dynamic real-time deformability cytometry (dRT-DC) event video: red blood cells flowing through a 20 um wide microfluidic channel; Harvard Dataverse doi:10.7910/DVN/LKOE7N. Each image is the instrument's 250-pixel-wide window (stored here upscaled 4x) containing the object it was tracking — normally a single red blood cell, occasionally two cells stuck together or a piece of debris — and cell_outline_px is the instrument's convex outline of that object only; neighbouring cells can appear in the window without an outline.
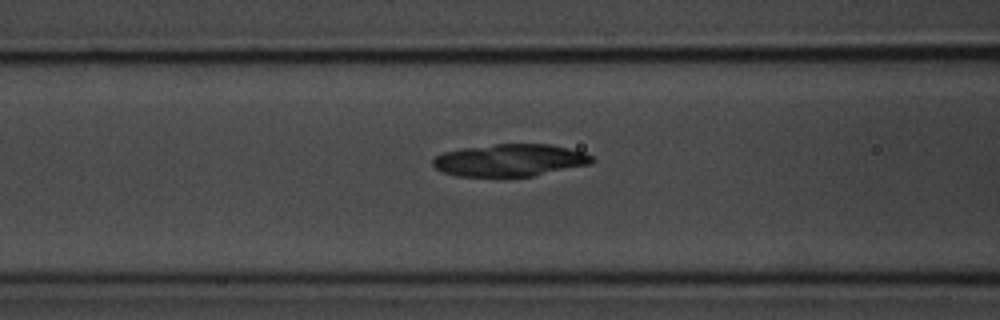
{"species": "common noctule bat (a hibernating species)", "species_latin": "Nyctalus noctula", "temperature_condition": "room temperature", "stored_images_in_passage": 47, "camera_frame_rate_fps": 3000, "um_per_image_px": 0.085, "animal": {"sex": "male", "body_mass_g": 20.1, "forearm_length_mm": 53.5}, "frame": {"image": 1, "passage_image": 14, "time_ms": 4.333, "image_size_px": [1000, 320], "cell_outline_px": [[596, 160], [592, 164], [532, 176], [456, 176], [444, 172], [436, 168], [432, 164], [432, 160], [436, 156], [444, 152], [460, 148], [496, 144], [548, 144], [568, 148], [584, 152], [592, 156]], "centroid_in_image_um": [43.36, 13.61], "position_along_channel_um": 123.2, "area_um2": 29.94}}
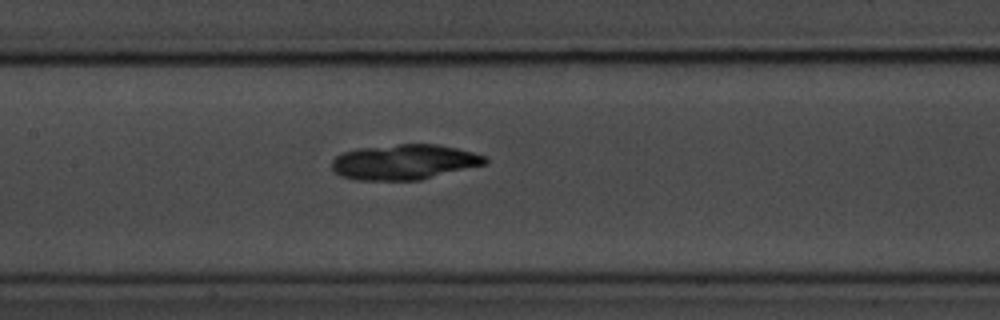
{"frame": {"image": 2, "passage_image": 18, "time_ms": 5.667, "image_size_px": [1000, 320], "cell_outline_px": [[488, 164], [420, 180], [356, 180], [340, 176], [332, 168], [332, 160], [336, 156], [344, 152], [360, 148], [400, 144], [436, 144], [456, 148], [472, 152], [484, 156], [488, 160]], "centroid_in_image_um": [34.38, 13.78], "position_along_channel_um": 173.0, "area_um2": 31.44}}
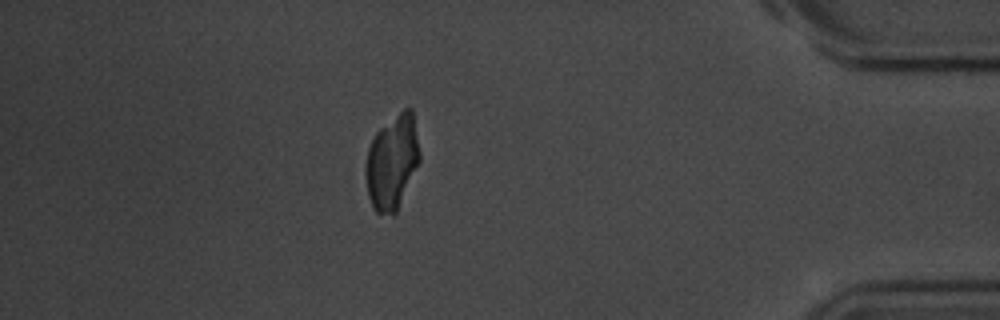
{"frame": {"image": 3, "passage_image": 40, "time_ms": 13.0, "image_size_px": [1000, 320], "cell_outline_px": [[420, 160], [396, 212], [392, 216], [376, 212], [372, 208], [368, 196], [364, 172], [364, 164], [368, 148], [376, 132], [380, 128], [404, 108], [412, 108], [420, 152]], "centroid_in_image_um": [33.31, 13.8], "position_along_channel_um": 401.9, "area_um2": 29.82}}